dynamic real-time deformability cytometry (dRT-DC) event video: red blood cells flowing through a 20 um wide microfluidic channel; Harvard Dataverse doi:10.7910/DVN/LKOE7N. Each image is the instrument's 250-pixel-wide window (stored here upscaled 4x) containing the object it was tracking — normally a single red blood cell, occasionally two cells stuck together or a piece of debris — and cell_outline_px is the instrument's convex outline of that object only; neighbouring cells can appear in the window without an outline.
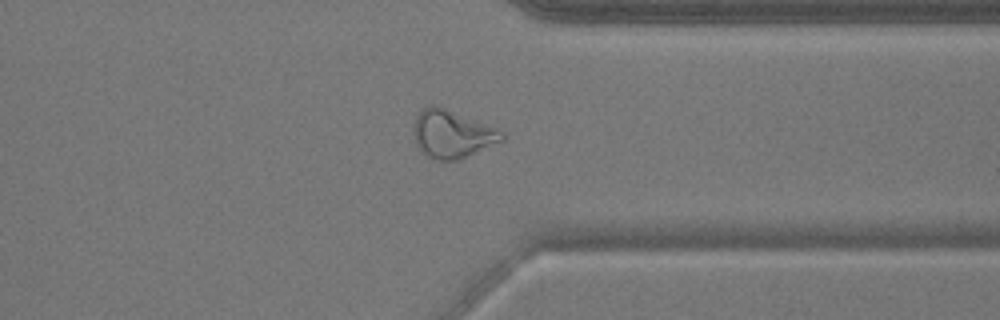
{"species": "common noctule bat (a hibernating species)", "species_latin": "Nyctalus noctula", "temperature_condition": "warm", "stored_images_in_passage": 51, "camera_frame_rate_fps": 3000, "um_per_image_px": 0.085, "animal": {"sex": "male", "body_mass_g": 17.9}, "frame": {"image": 1, "passage_image": 40, "time_ms": 13.0, "image_size_px": [1000, 320], "cell_outline_px": [[504, 140], [460, 160], [432, 160], [416, 144], [412, 132], [412, 128], [416, 116], [420, 108], [428, 104], [436, 104], [500, 128], [504, 132]], "centroid_in_image_um": [38.43, 11.36], "position_along_channel_um": 373.0, "area_um2": 25.32}}
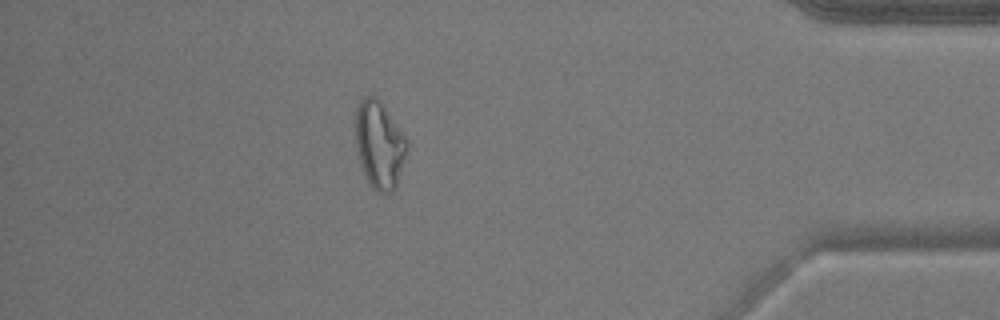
{"frame": {"image": 2, "passage_image": 45, "time_ms": 14.667, "image_size_px": [1000, 320], "cell_outline_px": [[408, 144], [396, 188], [392, 192], [376, 192], [372, 188], [364, 172], [356, 148], [356, 108], [360, 100], [364, 96], [376, 96], [384, 104], [404, 136]], "centroid_in_image_um": [32.24, 12.28], "position_along_channel_um": 403.0, "area_um2": 25.89}}